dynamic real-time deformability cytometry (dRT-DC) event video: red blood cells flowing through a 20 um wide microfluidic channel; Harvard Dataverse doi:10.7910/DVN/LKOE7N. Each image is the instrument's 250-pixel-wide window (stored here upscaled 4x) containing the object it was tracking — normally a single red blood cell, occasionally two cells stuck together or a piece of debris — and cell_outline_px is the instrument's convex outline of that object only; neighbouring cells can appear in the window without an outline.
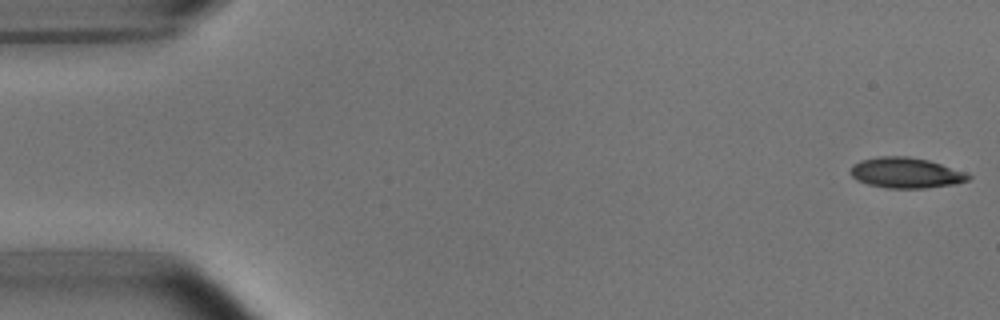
{"species": "common noctule bat (a hibernating species)", "species_latin": "Nyctalus noctula", "temperature_condition": "room temperature", "stored_images_in_passage": 52, "camera_frame_rate_fps": 3000, "um_per_image_px": 0.085, "animal": {"sex": "male", "body_mass_g": 15.6}, "frame": {"image": 1, "passage_image": 1, "time_ms": 0.0, "image_size_px": [1000, 320], "cell_outline_px": [[972, 176], [968, 180], [956, 184], [924, 188], [888, 188], [868, 184], [856, 180], [848, 172], [852, 164], [860, 160], [880, 156], [908, 156], [928, 160], [964, 172]], "centroid_in_image_um": [76.95, 14.69], "position_along_channel_um": 8.1, "area_um2": 20.98}}
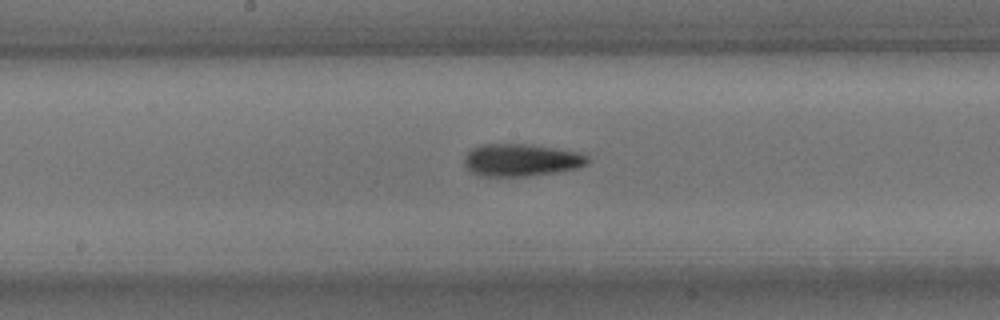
{"frame": {"image": 2, "passage_image": 27, "time_ms": 8.667, "image_size_px": [1000, 320], "cell_outline_px": [[592, 160], [588, 164], [580, 168], [556, 172], [528, 176], [480, 176], [472, 172], [464, 164], [464, 156], [472, 148], [480, 144], [524, 144], [556, 148], [576, 152], [588, 156]], "centroid_in_image_um": [44.32, 13.61], "position_along_channel_um": 203.9, "area_um2": 23.41}}
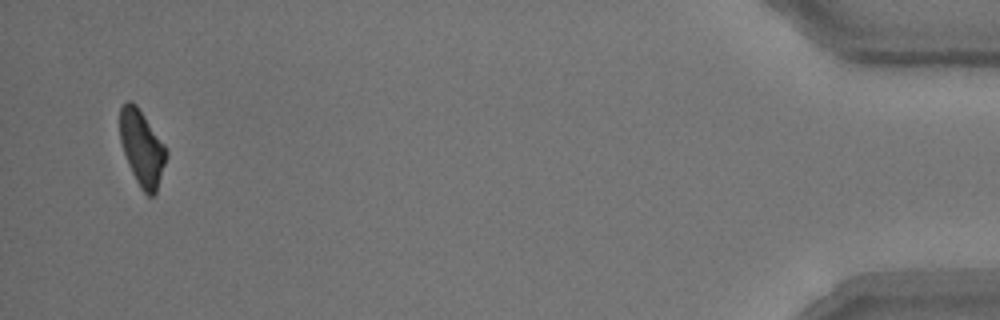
{"frame": {"image": 3, "passage_image": 51, "time_ms": 16.667, "image_size_px": [1000, 320], "cell_outline_px": [[168, 156], [156, 192], [152, 196], [148, 196], [140, 188], [128, 164], [120, 140], [120, 108], [128, 100], [132, 100], [136, 104], [164, 144], [168, 152]], "centroid_in_image_um": [12.07, 12.58], "position_along_channel_um": 423.1, "area_um2": 20.29}, "authors_computed_cell_mechanics": {"area_um2": 21.9062, "velocity_mm_per_s": 3.7721, "shape_relaxation_time_tau1_ms": 3.709, "shape_relaxation_time_tau2_ms": 5.0715, "deformation_change_tau1": 0.1531, "deformation_change_tau2": 0.1387}}